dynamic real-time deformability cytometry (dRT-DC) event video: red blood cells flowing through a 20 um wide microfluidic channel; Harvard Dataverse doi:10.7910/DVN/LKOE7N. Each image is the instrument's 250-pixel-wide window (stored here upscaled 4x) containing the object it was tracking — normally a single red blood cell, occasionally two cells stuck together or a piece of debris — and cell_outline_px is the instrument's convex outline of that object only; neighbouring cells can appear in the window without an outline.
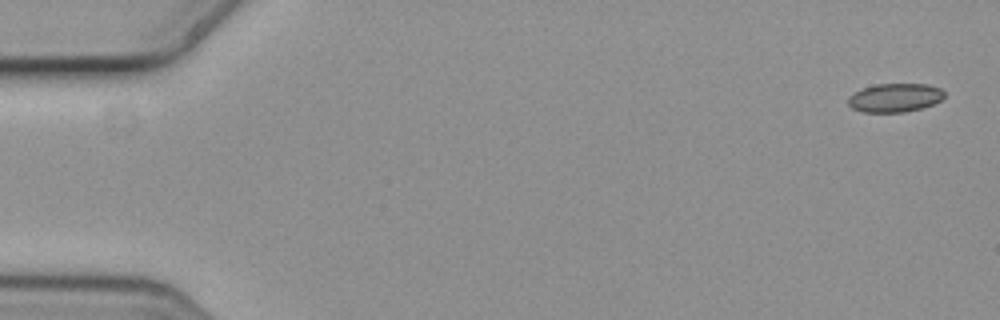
{"species": "common noctule bat (a hibernating species)", "species_latin": "Nyctalus noctula", "temperature_condition": "cold", "stored_images_in_passage": 5, "camera_frame_rate_fps": 3000, "um_per_image_px": 0.085, "animal": {"sex": "female", "body_mass_g": 19.3, "forearm_length_mm": 54.1}, "frame": {"image": 1, "passage_image": 1, "time_ms": 0.0, "image_size_px": [1000, 320], "cell_outline_px": [[944, 96], [940, 100], [932, 104], [920, 108], [904, 112], [864, 112], [852, 108], [848, 104], [848, 96], [864, 88], [876, 84], [928, 84], [940, 88], [944, 92]], "centroid_in_image_um": [76.06, 8.3], "position_along_channel_um": 8.9, "area_um2": 15.9}}
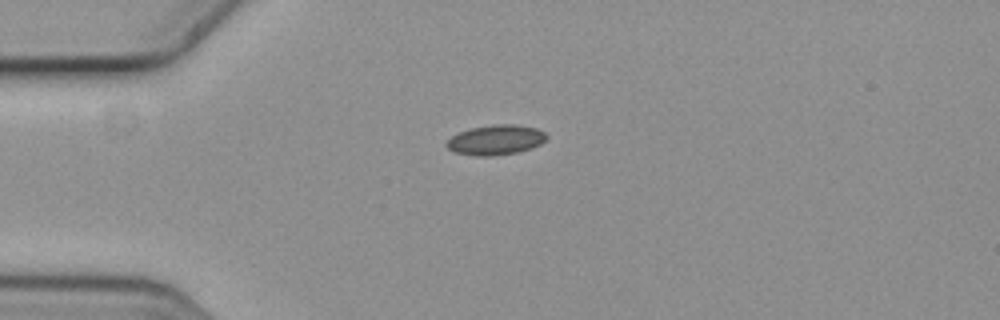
{"frame": {"image": 2, "passage_image": 4, "time_ms": 1.0, "image_size_px": [1000, 320], "cell_outline_px": [[548, 136], [540, 144], [532, 148], [516, 152], [492, 156], [476, 156], [452, 152], [444, 144], [452, 136], [460, 132], [472, 128], [492, 124], [512, 124], [536, 128], [544, 132]], "centroid_in_image_um": [42.11, 11.9], "position_along_channel_um": 42.9, "area_um2": 17.4}}